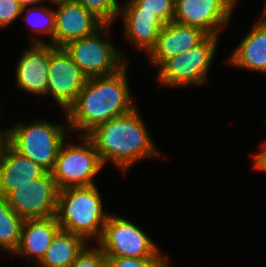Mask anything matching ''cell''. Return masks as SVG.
<instances>
[{
    "label": "cell",
    "instance_id": "cell-30",
    "mask_svg": "<svg viewBox=\"0 0 266 267\" xmlns=\"http://www.w3.org/2000/svg\"><path fill=\"white\" fill-rule=\"evenodd\" d=\"M266 4V3H265ZM264 13H263V17H261V20L266 21V5H264ZM264 18V19H263Z\"/></svg>",
    "mask_w": 266,
    "mask_h": 267
},
{
    "label": "cell",
    "instance_id": "cell-28",
    "mask_svg": "<svg viewBox=\"0 0 266 267\" xmlns=\"http://www.w3.org/2000/svg\"><path fill=\"white\" fill-rule=\"evenodd\" d=\"M44 1H47V0H44ZM19 4L23 7H27V6H32L33 5H36L37 3H43V0H18Z\"/></svg>",
    "mask_w": 266,
    "mask_h": 267
},
{
    "label": "cell",
    "instance_id": "cell-12",
    "mask_svg": "<svg viewBox=\"0 0 266 267\" xmlns=\"http://www.w3.org/2000/svg\"><path fill=\"white\" fill-rule=\"evenodd\" d=\"M57 5L53 45L64 47L67 43L93 35L105 23L94 13L74 0L55 2Z\"/></svg>",
    "mask_w": 266,
    "mask_h": 267
},
{
    "label": "cell",
    "instance_id": "cell-25",
    "mask_svg": "<svg viewBox=\"0 0 266 267\" xmlns=\"http://www.w3.org/2000/svg\"><path fill=\"white\" fill-rule=\"evenodd\" d=\"M71 267H107V257L98 246H86Z\"/></svg>",
    "mask_w": 266,
    "mask_h": 267
},
{
    "label": "cell",
    "instance_id": "cell-23",
    "mask_svg": "<svg viewBox=\"0 0 266 267\" xmlns=\"http://www.w3.org/2000/svg\"><path fill=\"white\" fill-rule=\"evenodd\" d=\"M80 3L85 9L94 13L105 24H113L119 16L118 0H74Z\"/></svg>",
    "mask_w": 266,
    "mask_h": 267
},
{
    "label": "cell",
    "instance_id": "cell-29",
    "mask_svg": "<svg viewBox=\"0 0 266 267\" xmlns=\"http://www.w3.org/2000/svg\"><path fill=\"white\" fill-rule=\"evenodd\" d=\"M6 143H7V130L1 131L0 129V153L3 150Z\"/></svg>",
    "mask_w": 266,
    "mask_h": 267
},
{
    "label": "cell",
    "instance_id": "cell-2",
    "mask_svg": "<svg viewBox=\"0 0 266 267\" xmlns=\"http://www.w3.org/2000/svg\"><path fill=\"white\" fill-rule=\"evenodd\" d=\"M138 113L134 108L127 114L98 124L86 134L103 165L112 162L125 174L137 161L160 154Z\"/></svg>",
    "mask_w": 266,
    "mask_h": 267
},
{
    "label": "cell",
    "instance_id": "cell-18",
    "mask_svg": "<svg viewBox=\"0 0 266 267\" xmlns=\"http://www.w3.org/2000/svg\"><path fill=\"white\" fill-rule=\"evenodd\" d=\"M120 14L125 24V39L128 38L135 47L149 53L166 23L148 11H119Z\"/></svg>",
    "mask_w": 266,
    "mask_h": 267
},
{
    "label": "cell",
    "instance_id": "cell-7",
    "mask_svg": "<svg viewBox=\"0 0 266 267\" xmlns=\"http://www.w3.org/2000/svg\"><path fill=\"white\" fill-rule=\"evenodd\" d=\"M110 26L105 24L93 35L73 40L63 47L87 79L114 74L128 63L123 53L101 35L108 33Z\"/></svg>",
    "mask_w": 266,
    "mask_h": 267
},
{
    "label": "cell",
    "instance_id": "cell-20",
    "mask_svg": "<svg viewBox=\"0 0 266 267\" xmlns=\"http://www.w3.org/2000/svg\"><path fill=\"white\" fill-rule=\"evenodd\" d=\"M24 220L9 206L6 197L0 195V249L14 253L19 246Z\"/></svg>",
    "mask_w": 266,
    "mask_h": 267
},
{
    "label": "cell",
    "instance_id": "cell-16",
    "mask_svg": "<svg viewBox=\"0 0 266 267\" xmlns=\"http://www.w3.org/2000/svg\"><path fill=\"white\" fill-rule=\"evenodd\" d=\"M61 230L56 216L24 220L20 243L13 253L40 262L53 238Z\"/></svg>",
    "mask_w": 266,
    "mask_h": 267
},
{
    "label": "cell",
    "instance_id": "cell-24",
    "mask_svg": "<svg viewBox=\"0 0 266 267\" xmlns=\"http://www.w3.org/2000/svg\"><path fill=\"white\" fill-rule=\"evenodd\" d=\"M168 258L107 257V267H170Z\"/></svg>",
    "mask_w": 266,
    "mask_h": 267
},
{
    "label": "cell",
    "instance_id": "cell-22",
    "mask_svg": "<svg viewBox=\"0 0 266 267\" xmlns=\"http://www.w3.org/2000/svg\"><path fill=\"white\" fill-rule=\"evenodd\" d=\"M22 19L26 20L31 31L43 34H49L53 45V35L56 26V13L45 6H32L26 10ZM34 16V17H33Z\"/></svg>",
    "mask_w": 266,
    "mask_h": 267
},
{
    "label": "cell",
    "instance_id": "cell-1",
    "mask_svg": "<svg viewBox=\"0 0 266 267\" xmlns=\"http://www.w3.org/2000/svg\"><path fill=\"white\" fill-rule=\"evenodd\" d=\"M127 64L114 74L88 78L74 104L65 112L68 128L86 135L95 126L127 114L133 104Z\"/></svg>",
    "mask_w": 266,
    "mask_h": 267
},
{
    "label": "cell",
    "instance_id": "cell-15",
    "mask_svg": "<svg viewBox=\"0 0 266 267\" xmlns=\"http://www.w3.org/2000/svg\"><path fill=\"white\" fill-rule=\"evenodd\" d=\"M46 171L15 151L8 143L0 153V195L4 197L20 185L42 177Z\"/></svg>",
    "mask_w": 266,
    "mask_h": 267
},
{
    "label": "cell",
    "instance_id": "cell-27",
    "mask_svg": "<svg viewBox=\"0 0 266 267\" xmlns=\"http://www.w3.org/2000/svg\"><path fill=\"white\" fill-rule=\"evenodd\" d=\"M263 149L261 151L257 152L256 155H253L254 157V167L257 170L266 172V141L263 142L261 145Z\"/></svg>",
    "mask_w": 266,
    "mask_h": 267
},
{
    "label": "cell",
    "instance_id": "cell-19",
    "mask_svg": "<svg viewBox=\"0 0 266 267\" xmlns=\"http://www.w3.org/2000/svg\"><path fill=\"white\" fill-rule=\"evenodd\" d=\"M87 243L79 235L60 230L37 264L40 267H71Z\"/></svg>",
    "mask_w": 266,
    "mask_h": 267
},
{
    "label": "cell",
    "instance_id": "cell-5",
    "mask_svg": "<svg viewBox=\"0 0 266 267\" xmlns=\"http://www.w3.org/2000/svg\"><path fill=\"white\" fill-rule=\"evenodd\" d=\"M80 145L62 142L51 172L60 190L95 185L94 177L103 168L99 153L86 135H78Z\"/></svg>",
    "mask_w": 266,
    "mask_h": 267
},
{
    "label": "cell",
    "instance_id": "cell-4",
    "mask_svg": "<svg viewBox=\"0 0 266 267\" xmlns=\"http://www.w3.org/2000/svg\"><path fill=\"white\" fill-rule=\"evenodd\" d=\"M65 125L39 119L32 123H18L7 130V143L21 155L28 157L51 173L59 148L68 129Z\"/></svg>",
    "mask_w": 266,
    "mask_h": 267
},
{
    "label": "cell",
    "instance_id": "cell-6",
    "mask_svg": "<svg viewBox=\"0 0 266 267\" xmlns=\"http://www.w3.org/2000/svg\"><path fill=\"white\" fill-rule=\"evenodd\" d=\"M218 37L208 35L197 46L168 59L158 69L157 80L160 84L182 88L206 83L207 73L217 52Z\"/></svg>",
    "mask_w": 266,
    "mask_h": 267
},
{
    "label": "cell",
    "instance_id": "cell-8",
    "mask_svg": "<svg viewBox=\"0 0 266 267\" xmlns=\"http://www.w3.org/2000/svg\"><path fill=\"white\" fill-rule=\"evenodd\" d=\"M97 243L106 257L168 258L136 224L111 214Z\"/></svg>",
    "mask_w": 266,
    "mask_h": 267
},
{
    "label": "cell",
    "instance_id": "cell-9",
    "mask_svg": "<svg viewBox=\"0 0 266 267\" xmlns=\"http://www.w3.org/2000/svg\"><path fill=\"white\" fill-rule=\"evenodd\" d=\"M59 189L51 173L20 185L5 197L23 219H42L56 215Z\"/></svg>",
    "mask_w": 266,
    "mask_h": 267
},
{
    "label": "cell",
    "instance_id": "cell-10",
    "mask_svg": "<svg viewBox=\"0 0 266 267\" xmlns=\"http://www.w3.org/2000/svg\"><path fill=\"white\" fill-rule=\"evenodd\" d=\"M86 80L66 50L51 44L47 94H52L62 111L66 112L74 104Z\"/></svg>",
    "mask_w": 266,
    "mask_h": 267
},
{
    "label": "cell",
    "instance_id": "cell-13",
    "mask_svg": "<svg viewBox=\"0 0 266 267\" xmlns=\"http://www.w3.org/2000/svg\"><path fill=\"white\" fill-rule=\"evenodd\" d=\"M32 42V46L22 52L16 66V85L28 93L44 96L47 95L51 44L36 38Z\"/></svg>",
    "mask_w": 266,
    "mask_h": 267
},
{
    "label": "cell",
    "instance_id": "cell-21",
    "mask_svg": "<svg viewBox=\"0 0 266 267\" xmlns=\"http://www.w3.org/2000/svg\"><path fill=\"white\" fill-rule=\"evenodd\" d=\"M122 5H120L119 11L152 12L165 23L173 21L175 14V0H127Z\"/></svg>",
    "mask_w": 266,
    "mask_h": 267
},
{
    "label": "cell",
    "instance_id": "cell-26",
    "mask_svg": "<svg viewBox=\"0 0 266 267\" xmlns=\"http://www.w3.org/2000/svg\"><path fill=\"white\" fill-rule=\"evenodd\" d=\"M25 9L18 0H0V27L9 26L14 20L23 16Z\"/></svg>",
    "mask_w": 266,
    "mask_h": 267
},
{
    "label": "cell",
    "instance_id": "cell-31",
    "mask_svg": "<svg viewBox=\"0 0 266 267\" xmlns=\"http://www.w3.org/2000/svg\"><path fill=\"white\" fill-rule=\"evenodd\" d=\"M50 1L51 3L59 2V1H65V0H47Z\"/></svg>",
    "mask_w": 266,
    "mask_h": 267
},
{
    "label": "cell",
    "instance_id": "cell-17",
    "mask_svg": "<svg viewBox=\"0 0 266 267\" xmlns=\"http://www.w3.org/2000/svg\"><path fill=\"white\" fill-rule=\"evenodd\" d=\"M228 62L240 68L266 73V21H257L237 45Z\"/></svg>",
    "mask_w": 266,
    "mask_h": 267
},
{
    "label": "cell",
    "instance_id": "cell-3",
    "mask_svg": "<svg viewBox=\"0 0 266 267\" xmlns=\"http://www.w3.org/2000/svg\"><path fill=\"white\" fill-rule=\"evenodd\" d=\"M55 216L61 230L98 242L109 214L103 210L97 186L91 185L60 190Z\"/></svg>",
    "mask_w": 266,
    "mask_h": 267
},
{
    "label": "cell",
    "instance_id": "cell-11",
    "mask_svg": "<svg viewBox=\"0 0 266 267\" xmlns=\"http://www.w3.org/2000/svg\"><path fill=\"white\" fill-rule=\"evenodd\" d=\"M236 0H175L173 21L218 36L229 24Z\"/></svg>",
    "mask_w": 266,
    "mask_h": 267
},
{
    "label": "cell",
    "instance_id": "cell-14",
    "mask_svg": "<svg viewBox=\"0 0 266 267\" xmlns=\"http://www.w3.org/2000/svg\"><path fill=\"white\" fill-rule=\"evenodd\" d=\"M207 36L200 28L170 21L160 30L157 42L149 52L150 63L159 69L168 59L197 46Z\"/></svg>",
    "mask_w": 266,
    "mask_h": 267
}]
</instances>
